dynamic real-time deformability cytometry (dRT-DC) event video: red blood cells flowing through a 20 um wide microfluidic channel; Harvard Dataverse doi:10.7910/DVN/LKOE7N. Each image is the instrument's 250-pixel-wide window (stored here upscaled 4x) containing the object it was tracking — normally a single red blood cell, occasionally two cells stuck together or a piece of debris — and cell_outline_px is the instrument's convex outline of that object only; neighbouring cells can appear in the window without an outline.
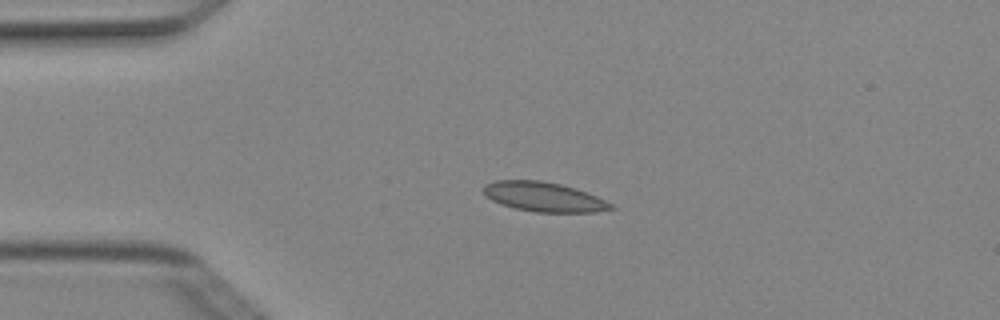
{"species": "Egyptian fruit bat (a non-hibernating species)", "species_latin": "Rousettus aegyptiacus", "temperature_condition": "cold", "stored_images_in_passage": 4, "camera_frame_rate_fps": 3000, "um_per_image_px": 0.085, "animal": {"sex": "female"}, "frame": {"image": 1, "passage_image": 3, "time_ms": 0.667, "image_size_px": [1000, 320], "cell_outline_px": [[616, 208], [596, 212], [536, 212], [516, 208], [500, 204], [492, 200], [480, 188], [484, 184], [496, 180], [540, 180], [560, 184], [576, 188], [588, 192], [612, 204]], "centroid_in_image_um": [46.22, 16.72], "position_along_channel_um": 38.8, "area_um2": 21.96}}